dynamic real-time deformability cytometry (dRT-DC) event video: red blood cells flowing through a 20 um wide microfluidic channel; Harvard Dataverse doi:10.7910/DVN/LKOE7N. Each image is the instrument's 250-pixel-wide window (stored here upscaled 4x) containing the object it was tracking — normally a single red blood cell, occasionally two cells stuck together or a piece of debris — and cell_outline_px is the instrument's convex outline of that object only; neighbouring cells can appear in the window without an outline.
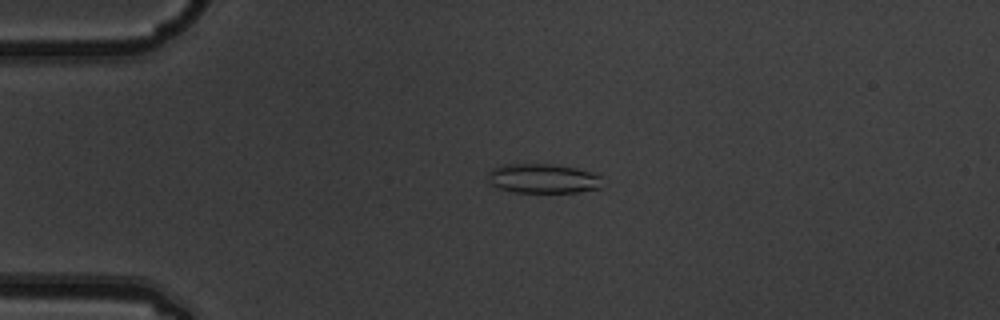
{"species": "common noctule bat (a hibernating species)", "species_latin": "Nyctalus noctula", "temperature_condition": "warm", "stored_images_in_passage": 4, "camera_frame_rate_fps": 3000, "um_per_image_px": 0.085, "animal": {"sex": "male", "body_mass_g": 19.5, "forearm_length_mm": 54.6}, "frame": {"image": 1, "passage_image": 3, "time_ms": 0.667, "image_size_px": [1000, 320], "cell_outline_px": [[600, 188], [576, 192], [512, 192], [500, 188], [492, 184], [488, 180], [488, 172], [492, 168], [500, 164], [552, 164], [576, 168], [600, 176]], "centroid_in_image_um": [46.09, 15.17], "position_along_channel_um": 38.9, "area_um2": 19.48}}